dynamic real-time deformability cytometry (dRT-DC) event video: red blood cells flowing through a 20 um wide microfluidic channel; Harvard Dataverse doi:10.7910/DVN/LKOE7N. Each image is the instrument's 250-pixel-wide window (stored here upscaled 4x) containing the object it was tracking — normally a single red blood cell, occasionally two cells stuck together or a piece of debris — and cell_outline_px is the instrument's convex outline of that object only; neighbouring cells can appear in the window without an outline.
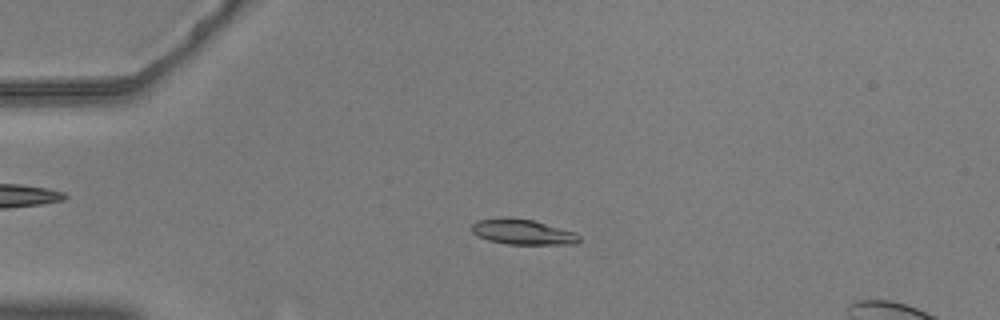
{"species": "common noctule bat (a hibernating species)", "species_latin": "Nyctalus noctula", "temperature_condition": "warm", "stored_images_in_passage": 56, "camera_frame_rate_fps": 3000, "um_per_image_px": 0.085, "animal": {"sex": "male", "body_mass_g": 20.5, "forearm_length_mm": 52.5}, "frame": {"image": 1, "passage_image": 14, "time_ms": 4.333, "image_size_px": [1000, 320], "cell_outline_px": [[580, 240], [576, 244], [508, 244], [488, 240], [476, 236], [472, 232], [472, 224], [476, 220], [504, 216], [508, 216], [532, 220], [576, 232], [580, 236]], "centroid_in_image_um": [44.39, 19.7], "position_along_channel_um": 40.6, "area_um2": 16.07}}
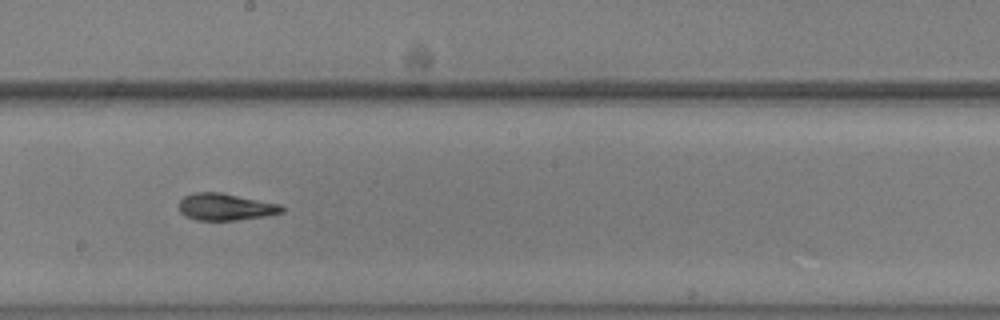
{"frame": {"image": 2, "passage_image": 32, "time_ms": 10.333, "image_size_px": [1000, 320], "cell_outline_px": [[284, 212], [264, 216], [236, 220], [196, 220], [180, 212], [180, 200], [184, 196], [192, 192], [220, 192], [280, 204], [284, 208]], "centroid_in_image_um": [19.17, 17.58], "position_along_channel_um": 229.0, "area_um2": 16.01}}
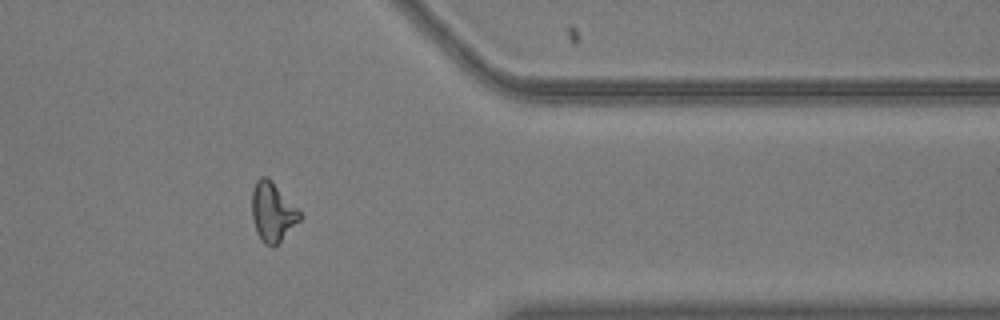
{"frame": {"image": 3, "passage_image": 46, "time_ms": 15.0, "image_size_px": [1000, 320], "cell_outline_px": [[304, 216], [272, 248], [264, 244], [256, 232], [252, 216], [252, 192], [256, 180], [260, 176], [264, 176]], "centroid_in_image_um": [23.13, 18.07], "position_along_channel_um": 388.3, "area_um2": 15.84}}